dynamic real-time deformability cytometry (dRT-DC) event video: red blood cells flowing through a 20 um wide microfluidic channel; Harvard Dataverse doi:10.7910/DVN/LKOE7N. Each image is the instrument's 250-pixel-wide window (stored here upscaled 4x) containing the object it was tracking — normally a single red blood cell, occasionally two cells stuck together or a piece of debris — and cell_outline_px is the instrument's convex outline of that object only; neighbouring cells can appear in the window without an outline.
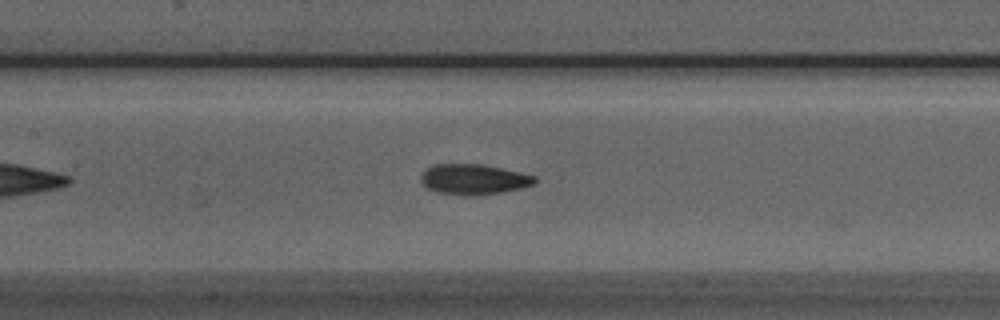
{"species": "Egyptian fruit bat (a non-hibernating species)", "species_latin": "Rousettus aegyptiacus", "temperature_condition": "room temperature", "stored_images_in_passage": 43, "camera_frame_rate_fps": 3000, "um_per_image_px": 0.085, "animal": {"sex": "male"}, "frame": {"image": 1, "passage_image": 14, "time_ms": 4.333, "image_size_px": [1000, 320], "cell_outline_px": [[536, 184], [520, 188], [500, 192], [472, 196], [468, 196], [436, 192], [428, 188], [420, 180], [420, 176], [424, 168], [432, 164], [480, 164], [520, 172], [536, 176]], "centroid_in_image_um": [40.22, 15.24], "position_along_channel_um": 167.2, "area_um2": 20.23}}
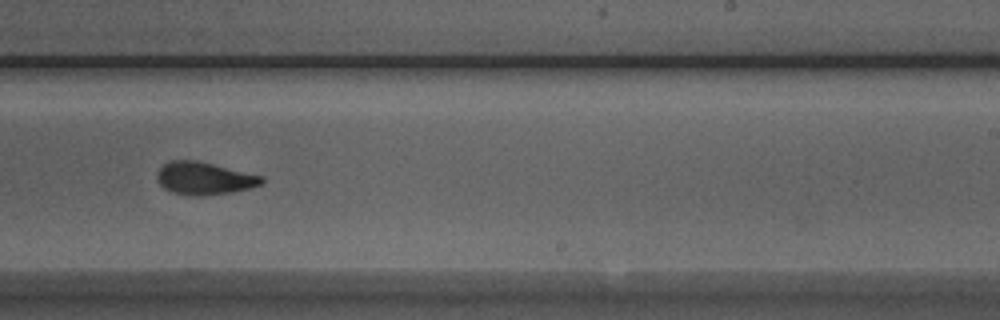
{"frame": {"image": 2, "passage_image": 22, "time_ms": 7.0, "image_size_px": [1000, 320], "cell_outline_px": [[264, 180], [260, 184], [248, 188], [232, 192], [204, 196], [188, 196], [172, 192], [164, 188], [160, 184], [156, 176], [156, 172], [164, 164], [172, 160], [196, 160], [264, 176]], "centroid_in_image_um": [17.33, 15.16], "position_along_channel_um": 271.7, "area_um2": 19.88}}
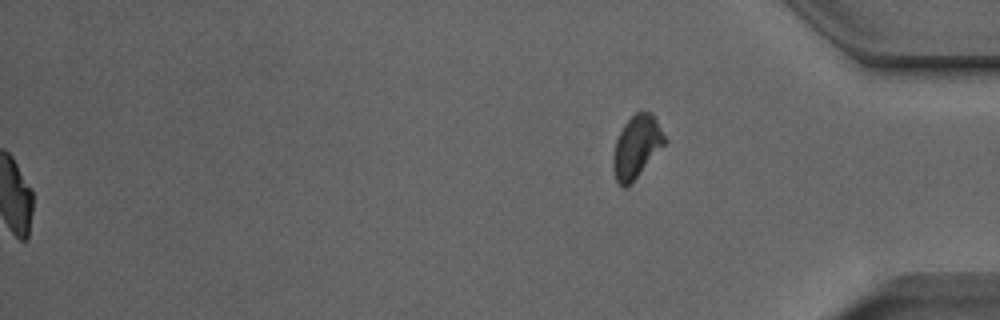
{"frame": {"image": 3, "passage_image": 43, "time_ms": 14.0, "image_size_px": [1000, 320], "cell_outline_px": [[668, 140], [632, 184], [628, 188], [624, 188], [616, 180], [612, 168], [612, 156], [616, 140], [624, 124], [636, 112], [652, 112]], "centroid_in_image_um": [54.11, 12.51], "position_along_channel_um": 381.1, "area_um2": 18.96}, "authors_computed_cell_mechanics": {"area_um2": 19.8832, "velocity_mm_per_s": 3.9324, "shape_relaxation_time_tau1_ms": 5.0165, "shape_relaxation_time_tau2_ms": 2.5476, "deformation_change_tau1": 0.1652, "deformation_change_tau2": 0.0829}}